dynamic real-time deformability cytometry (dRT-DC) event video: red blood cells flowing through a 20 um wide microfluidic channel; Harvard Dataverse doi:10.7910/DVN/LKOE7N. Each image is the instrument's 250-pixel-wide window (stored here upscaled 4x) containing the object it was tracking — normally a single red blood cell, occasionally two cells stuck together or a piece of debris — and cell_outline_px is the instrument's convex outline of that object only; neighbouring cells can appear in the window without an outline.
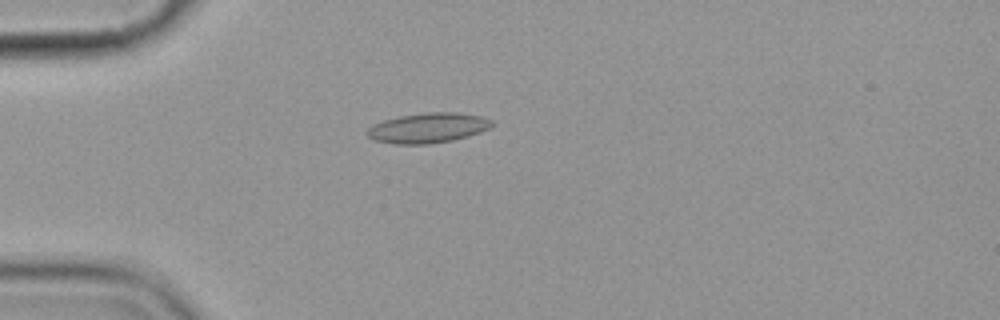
{"species": "common noctule bat (a hibernating species)", "species_latin": "Nyctalus noctula", "temperature_condition": "cold", "stored_images_in_passage": 2, "camera_frame_rate_fps": 3000, "um_per_image_px": 0.085, "animal": {"sex": "female", "body_mass_g": 19.9}, "frame": {"image": 1, "passage_image": 2, "time_ms": 1.0, "image_size_px": [1000, 320], "cell_outline_px": [[492, 124], [488, 128], [480, 132], [468, 136], [452, 140], [428, 144], [392, 144], [376, 140], [368, 136], [368, 128], [372, 124], [384, 120], [400, 116], [424, 112], [456, 112], [480, 116], [492, 120]], "centroid_in_image_um": [36.36, 10.87], "position_along_channel_um": 48.6, "area_um2": 21.68}}